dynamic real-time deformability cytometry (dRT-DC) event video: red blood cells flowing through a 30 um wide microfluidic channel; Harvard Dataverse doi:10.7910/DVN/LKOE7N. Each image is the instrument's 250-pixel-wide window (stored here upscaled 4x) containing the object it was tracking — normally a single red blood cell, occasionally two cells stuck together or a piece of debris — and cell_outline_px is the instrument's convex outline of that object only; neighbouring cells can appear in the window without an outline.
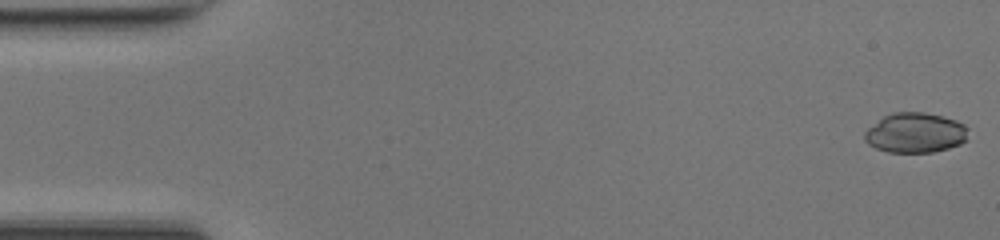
{"species": "common noctule bat (a hibernating species)", "species_latin": "Nyctalus noctula", "temperature_condition": "room temperature", "stored_images_in_passage": 48, "camera_frame_rate_fps": 3000, "um_per_image_px": 0.085, "animal": {"sex": "female", "body_mass_g": 17.0, "forearm_length_mm": 48.0}, "frame": {"image": 1, "passage_image": 1, "time_ms": 0.0, "image_size_px": [1000, 240], "cell_outline_px": [[968, 140], [960, 144], [948, 148], [932, 152], [888, 152], [876, 148], [868, 144], [864, 140], [864, 132], [868, 128], [884, 116], [892, 112], [924, 112], [956, 120], [964, 124], [968, 128]], "centroid_in_image_um": [77.81, 11.29], "position_along_channel_um": 7.2, "area_um2": 24.22}}
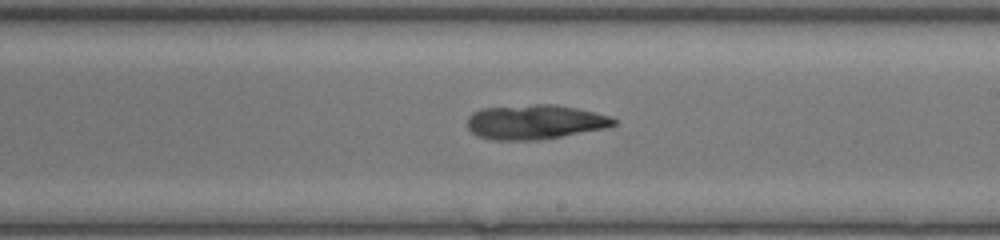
{"frame": {"image": 2, "passage_image": 28, "time_ms": 9.0, "image_size_px": [1000, 240], "cell_outline_px": [[616, 124], [604, 128], [540, 140], [492, 140], [476, 136], [468, 128], [468, 116], [472, 112], [480, 108], [536, 104], [556, 104], [596, 112], [612, 116], [616, 120]], "centroid_in_image_um": [45.44, 10.36], "position_along_channel_um": 243.6, "area_um2": 29.65}}
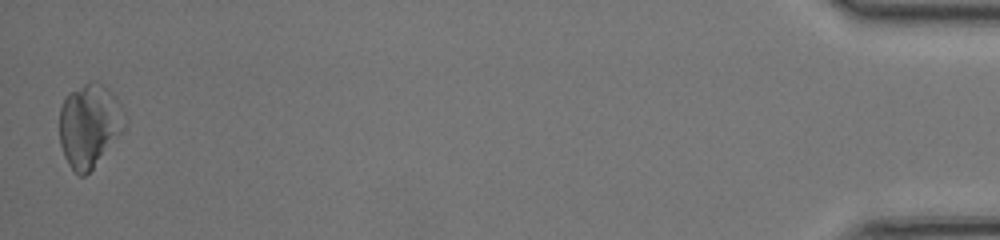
{"frame": {"image": 3, "passage_image": 48, "time_ms": 15.667, "image_size_px": [1000, 240], "cell_outline_px": [[128, 124], [92, 168], [84, 176], [80, 176], [68, 164], [64, 156], [60, 144], [60, 108], [64, 96], [68, 92], [92, 80], [96, 80], [104, 84], [116, 96], [120, 104]], "centroid_in_image_um": [7.59, 10.6], "position_along_channel_um": 427.6, "area_um2": 31.79}, "authors_computed_cell_mechanics": {"area_um2": 28.9289, "velocity_mm_per_s": 4.2791, "shape_relaxation_time_tau1_ms": 9.4016, "shape_relaxation_time_tau2_ms": null, "deformation_change_tau1": 0.2022, "deformation_change_tau2": null}}